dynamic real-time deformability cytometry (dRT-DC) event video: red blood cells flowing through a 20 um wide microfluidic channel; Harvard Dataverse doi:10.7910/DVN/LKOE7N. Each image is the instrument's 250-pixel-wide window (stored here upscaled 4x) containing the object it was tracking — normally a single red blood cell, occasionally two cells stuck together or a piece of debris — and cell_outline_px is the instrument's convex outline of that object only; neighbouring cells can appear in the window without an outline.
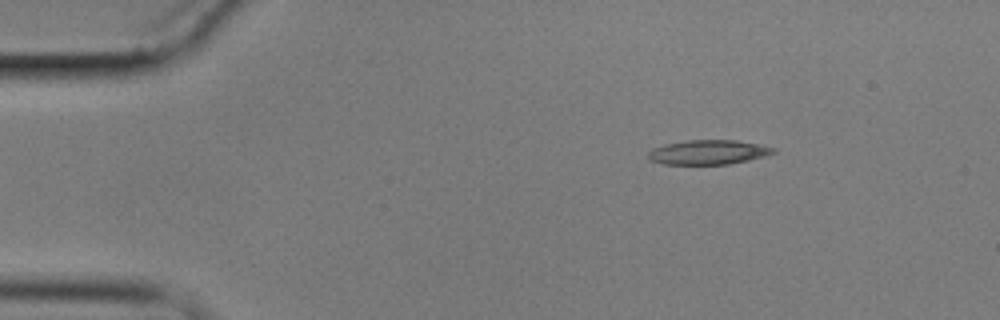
{"species": "common noctule bat (a hibernating species)", "species_latin": "Nyctalus noctula", "temperature_condition": "cold", "stored_images_in_passage": 3, "camera_frame_rate_fps": 3000, "um_per_image_px": 0.085, "animal": {"sex": "male", "body_mass_g": 17.9}, "frame": {"image": 1, "passage_image": 1, "time_ms": 0.0, "image_size_px": [1000, 320], "cell_outline_px": [[776, 152], [764, 156], [748, 160], [728, 164], [664, 164], [648, 160], [648, 152], [652, 148], [664, 144], [688, 140], [736, 140], [776, 148]], "centroid_in_image_um": [60.16, 12.94], "position_along_channel_um": 24.8, "area_um2": 17.8}}